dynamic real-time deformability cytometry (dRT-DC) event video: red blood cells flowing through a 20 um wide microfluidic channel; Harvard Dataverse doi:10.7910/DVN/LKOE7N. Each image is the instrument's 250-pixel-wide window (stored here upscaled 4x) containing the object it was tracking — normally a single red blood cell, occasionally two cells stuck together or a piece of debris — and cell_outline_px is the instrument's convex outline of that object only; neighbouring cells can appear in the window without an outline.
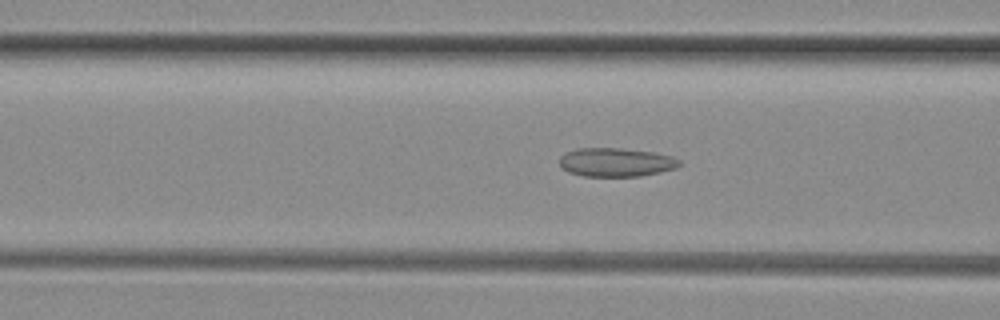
{"species": "common noctule bat (a hibernating species)", "species_latin": "Nyctalus noctula", "temperature_condition": "room temperature", "stored_images_in_passage": 50, "camera_frame_rate_fps": 3000, "um_per_image_px": 0.085, "animal": {"sex": "female", "body_mass_g": 29.2, "forearm_length_mm": 56.3}, "frame": {"image": 1, "passage_image": 19, "time_ms": 6.0, "image_size_px": [1000, 320], "cell_outline_px": [[684, 164], [676, 168], [660, 172], [640, 176], [584, 176], [568, 172], [560, 168], [560, 156], [576, 148], [620, 148], [656, 152], [672, 156], [680, 160]], "centroid_in_image_um": [52.39, 13.79], "position_along_channel_um": 114.2, "area_um2": 20.29}}
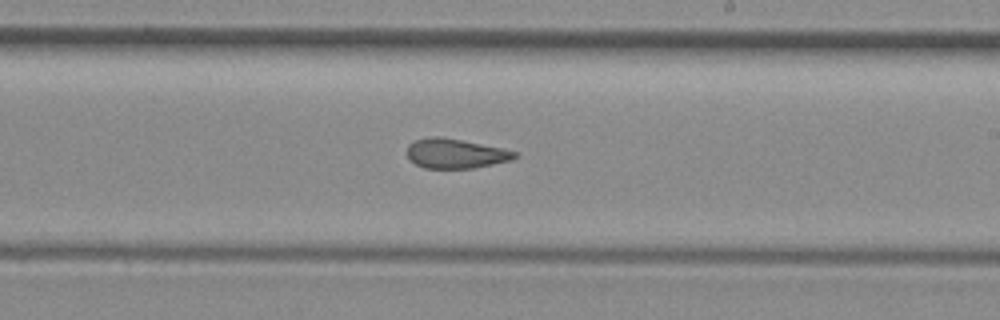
{"frame": {"image": 2, "passage_image": 29, "time_ms": 9.333, "image_size_px": [1000, 320], "cell_outline_px": [[520, 156], [512, 160], [472, 168], [424, 168], [416, 164], [408, 156], [408, 144], [416, 140], [432, 136], [440, 136], [500, 148], [516, 152]], "centroid_in_image_um": [38.72, 13.05], "position_along_channel_um": 250.3, "area_um2": 18.26}}
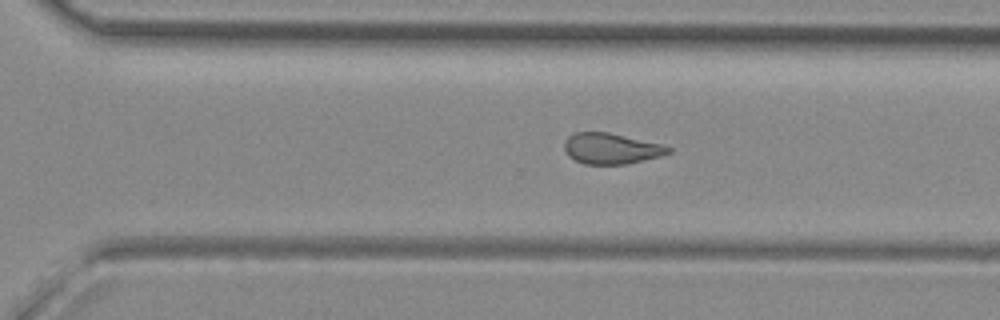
{"frame": {"image": 3, "passage_image": 34, "time_ms": 11.0, "image_size_px": [1000, 320], "cell_outline_px": [[672, 152], [660, 156], [628, 164], [584, 164], [568, 156], [564, 148], [564, 140], [568, 136], [576, 132], [608, 132], [660, 144], [672, 148]], "centroid_in_image_um": [51.93, 12.63], "position_along_channel_um": 318.7, "area_um2": 18.61}, "authors_computed_cell_mechanics": {"area_um2": 20.1433, "velocity_mm_per_s": 4.1117, "shape_relaxation_time_tau1_ms": null, "shape_relaxation_time_tau2_ms": 2.4623, "deformation_change_tau1": null, "deformation_change_tau2": 0.0929}}